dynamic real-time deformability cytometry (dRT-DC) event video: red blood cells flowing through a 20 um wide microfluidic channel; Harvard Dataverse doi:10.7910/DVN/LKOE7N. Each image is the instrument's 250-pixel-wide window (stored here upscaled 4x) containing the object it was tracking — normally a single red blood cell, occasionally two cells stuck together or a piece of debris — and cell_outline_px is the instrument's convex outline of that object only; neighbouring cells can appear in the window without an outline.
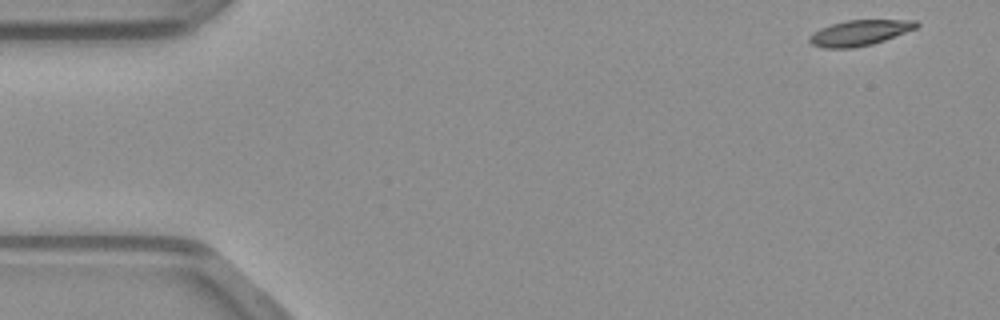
{"species": "common noctule bat (a hibernating species)", "species_latin": "Nyctalus noctula", "temperature_condition": "warm", "stored_images_in_passage": 47, "camera_frame_rate_fps": 3000, "um_per_image_px": 0.085, "animal": {"sex": "male", "body_mass_g": 23.1, "forearm_length_mm": 52.7}, "frame": {"image": 1, "passage_image": 1, "time_ms": 0.0, "image_size_px": [1000, 320], "cell_outline_px": [[920, 24], [916, 28], [884, 40], [872, 44], [852, 48], [824, 48], [812, 44], [808, 40], [808, 36], [820, 28], [832, 24], [848, 20], [916, 20]], "centroid_in_image_um": [73.05, 2.79], "position_along_channel_um": 12.0, "area_um2": 15.78}}
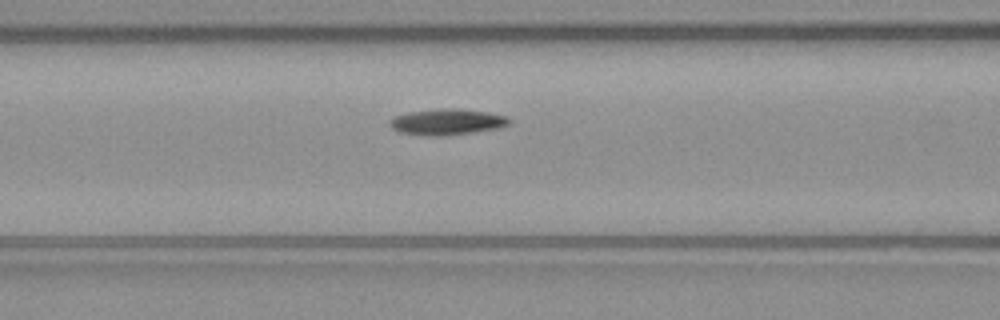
{"frame": {"image": 2, "passage_image": 18, "time_ms": 5.667, "image_size_px": [1000, 320], "cell_outline_px": [[512, 120], [508, 124], [500, 128], [444, 136], [428, 136], [400, 132], [392, 128], [388, 124], [388, 120], [396, 116], [408, 112], [440, 108], [460, 108], [488, 112], [508, 116]], "centroid_in_image_um": [38.01, 10.35], "position_along_channel_um": 128.6, "area_um2": 18.32}}
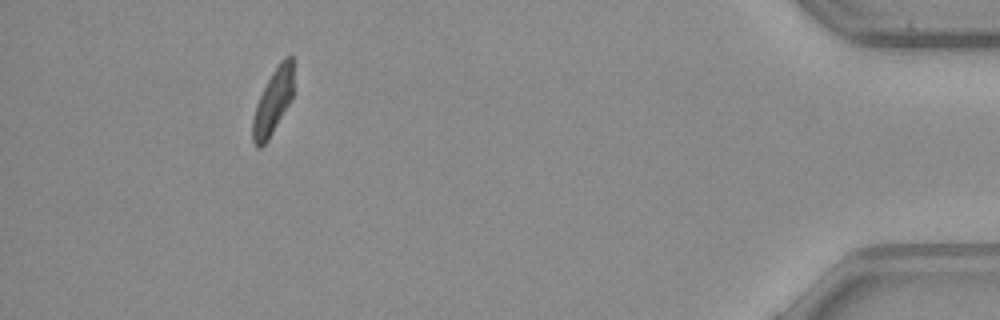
{"frame": {"image": 3, "passage_image": 43, "time_ms": 14.0, "image_size_px": [1000, 320], "cell_outline_px": [[292, 96], [288, 104], [268, 140], [260, 148], [256, 148], [252, 140], [252, 120], [256, 104], [272, 72], [280, 60], [284, 56], [292, 56]], "centroid_in_image_um": [23.17, 8.67], "position_along_channel_um": 412.0, "area_um2": 15.14}}